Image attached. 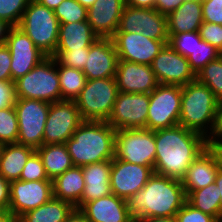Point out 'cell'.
Returning a JSON list of instances; mask_svg holds the SVG:
<instances>
[{"label":"cell","mask_w":222,"mask_h":222,"mask_svg":"<svg viewBox=\"0 0 222 222\" xmlns=\"http://www.w3.org/2000/svg\"><path fill=\"white\" fill-rule=\"evenodd\" d=\"M207 141L200 133L179 124L156 130L154 173L182 180L191 163L207 148Z\"/></svg>","instance_id":"6da1fadb"},{"label":"cell","mask_w":222,"mask_h":222,"mask_svg":"<svg viewBox=\"0 0 222 222\" xmlns=\"http://www.w3.org/2000/svg\"><path fill=\"white\" fill-rule=\"evenodd\" d=\"M187 202L182 181L153 173L147 183L127 200L135 219L175 217Z\"/></svg>","instance_id":"7a4b0ae2"},{"label":"cell","mask_w":222,"mask_h":222,"mask_svg":"<svg viewBox=\"0 0 222 222\" xmlns=\"http://www.w3.org/2000/svg\"><path fill=\"white\" fill-rule=\"evenodd\" d=\"M221 103L197 79L182 86L179 125L211 139L220 122Z\"/></svg>","instance_id":"3957f363"},{"label":"cell","mask_w":222,"mask_h":222,"mask_svg":"<svg viewBox=\"0 0 222 222\" xmlns=\"http://www.w3.org/2000/svg\"><path fill=\"white\" fill-rule=\"evenodd\" d=\"M116 130L106 121H83L65 145L74 166L112 160Z\"/></svg>","instance_id":"277c9868"},{"label":"cell","mask_w":222,"mask_h":222,"mask_svg":"<svg viewBox=\"0 0 222 222\" xmlns=\"http://www.w3.org/2000/svg\"><path fill=\"white\" fill-rule=\"evenodd\" d=\"M47 57L55 54L58 44L60 22L54 10L45 7L36 0H31L17 26Z\"/></svg>","instance_id":"5b68a950"},{"label":"cell","mask_w":222,"mask_h":222,"mask_svg":"<svg viewBox=\"0 0 222 222\" xmlns=\"http://www.w3.org/2000/svg\"><path fill=\"white\" fill-rule=\"evenodd\" d=\"M15 97L42 100L48 103L61 101L57 62L46 57L30 72L14 81Z\"/></svg>","instance_id":"8992f818"},{"label":"cell","mask_w":222,"mask_h":222,"mask_svg":"<svg viewBox=\"0 0 222 222\" xmlns=\"http://www.w3.org/2000/svg\"><path fill=\"white\" fill-rule=\"evenodd\" d=\"M118 93L115 77L87 79L74 100L82 120L107 122Z\"/></svg>","instance_id":"52a82bcc"},{"label":"cell","mask_w":222,"mask_h":222,"mask_svg":"<svg viewBox=\"0 0 222 222\" xmlns=\"http://www.w3.org/2000/svg\"><path fill=\"white\" fill-rule=\"evenodd\" d=\"M115 158L154 168L156 158L155 131L147 128L117 129Z\"/></svg>","instance_id":"ba28073f"},{"label":"cell","mask_w":222,"mask_h":222,"mask_svg":"<svg viewBox=\"0 0 222 222\" xmlns=\"http://www.w3.org/2000/svg\"><path fill=\"white\" fill-rule=\"evenodd\" d=\"M14 107L18 120L17 143L38 149L43 145L45 123L50 103L35 100L16 98Z\"/></svg>","instance_id":"9c48e42d"},{"label":"cell","mask_w":222,"mask_h":222,"mask_svg":"<svg viewBox=\"0 0 222 222\" xmlns=\"http://www.w3.org/2000/svg\"><path fill=\"white\" fill-rule=\"evenodd\" d=\"M182 87L159 84L151 93L146 128L156 131L179 124Z\"/></svg>","instance_id":"30bf717a"},{"label":"cell","mask_w":222,"mask_h":222,"mask_svg":"<svg viewBox=\"0 0 222 222\" xmlns=\"http://www.w3.org/2000/svg\"><path fill=\"white\" fill-rule=\"evenodd\" d=\"M82 122L74 100L50 103L43 144H65Z\"/></svg>","instance_id":"8fae6325"},{"label":"cell","mask_w":222,"mask_h":222,"mask_svg":"<svg viewBox=\"0 0 222 222\" xmlns=\"http://www.w3.org/2000/svg\"><path fill=\"white\" fill-rule=\"evenodd\" d=\"M150 94L119 92L108 123L115 129L146 128Z\"/></svg>","instance_id":"7c38bea8"},{"label":"cell","mask_w":222,"mask_h":222,"mask_svg":"<svg viewBox=\"0 0 222 222\" xmlns=\"http://www.w3.org/2000/svg\"><path fill=\"white\" fill-rule=\"evenodd\" d=\"M52 180L10 182L9 211L20 218L53 198Z\"/></svg>","instance_id":"4fadbf2b"},{"label":"cell","mask_w":222,"mask_h":222,"mask_svg":"<svg viewBox=\"0 0 222 222\" xmlns=\"http://www.w3.org/2000/svg\"><path fill=\"white\" fill-rule=\"evenodd\" d=\"M5 45L11 53L12 82L30 72L47 57L17 26L9 29Z\"/></svg>","instance_id":"5bb4252c"},{"label":"cell","mask_w":222,"mask_h":222,"mask_svg":"<svg viewBox=\"0 0 222 222\" xmlns=\"http://www.w3.org/2000/svg\"><path fill=\"white\" fill-rule=\"evenodd\" d=\"M118 59L151 65L154 58L168 41L154 40L142 33L115 32L112 37Z\"/></svg>","instance_id":"9a60e30c"},{"label":"cell","mask_w":222,"mask_h":222,"mask_svg":"<svg viewBox=\"0 0 222 222\" xmlns=\"http://www.w3.org/2000/svg\"><path fill=\"white\" fill-rule=\"evenodd\" d=\"M159 84L185 86L196 80V74L184 56L165 44L151 64Z\"/></svg>","instance_id":"2e32d148"},{"label":"cell","mask_w":222,"mask_h":222,"mask_svg":"<svg viewBox=\"0 0 222 222\" xmlns=\"http://www.w3.org/2000/svg\"><path fill=\"white\" fill-rule=\"evenodd\" d=\"M153 173L150 166L132 164L114 157L110 171L111 193L128 200L144 187Z\"/></svg>","instance_id":"e0dca14e"},{"label":"cell","mask_w":222,"mask_h":222,"mask_svg":"<svg viewBox=\"0 0 222 222\" xmlns=\"http://www.w3.org/2000/svg\"><path fill=\"white\" fill-rule=\"evenodd\" d=\"M115 80L119 92L150 94L158 85L151 65L118 59Z\"/></svg>","instance_id":"ac0fdd59"},{"label":"cell","mask_w":222,"mask_h":222,"mask_svg":"<svg viewBox=\"0 0 222 222\" xmlns=\"http://www.w3.org/2000/svg\"><path fill=\"white\" fill-rule=\"evenodd\" d=\"M118 54L112 38H97L89 47L82 72L87 79L115 77Z\"/></svg>","instance_id":"d6986e66"},{"label":"cell","mask_w":222,"mask_h":222,"mask_svg":"<svg viewBox=\"0 0 222 222\" xmlns=\"http://www.w3.org/2000/svg\"><path fill=\"white\" fill-rule=\"evenodd\" d=\"M125 0H96L87 9V21L99 38H112L118 29Z\"/></svg>","instance_id":"ffe728a7"},{"label":"cell","mask_w":222,"mask_h":222,"mask_svg":"<svg viewBox=\"0 0 222 222\" xmlns=\"http://www.w3.org/2000/svg\"><path fill=\"white\" fill-rule=\"evenodd\" d=\"M80 210L89 222H131L134 219L129 212L127 200L112 193L86 202Z\"/></svg>","instance_id":"44dd1931"},{"label":"cell","mask_w":222,"mask_h":222,"mask_svg":"<svg viewBox=\"0 0 222 222\" xmlns=\"http://www.w3.org/2000/svg\"><path fill=\"white\" fill-rule=\"evenodd\" d=\"M218 171L217 162L212 152L206 148L191 163L182 181L186 196L215 182Z\"/></svg>","instance_id":"7402d4cb"},{"label":"cell","mask_w":222,"mask_h":222,"mask_svg":"<svg viewBox=\"0 0 222 222\" xmlns=\"http://www.w3.org/2000/svg\"><path fill=\"white\" fill-rule=\"evenodd\" d=\"M82 171L85 182L82 194V206L86 202L106 197L111 194V160L87 164L82 166Z\"/></svg>","instance_id":"603a6c76"},{"label":"cell","mask_w":222,"mask_h":222,"mask_svg":"<svg viewBox=\"0 0 222 222\" xmlns=\"http://www.w3.org/2000/svg\"><path fill=\"white\" fill-rule=\"evenodd\" d=\"M203 22L202 0H185L167 16L168 35L199 31Z\"/></svg>","instance_id":"cb8c5ba5"},{"label":"cell","mask_w":222,"mask_h":222,"mask_svg":"<svg viewBox=\"0 0 222 222\" xmlns=\"http://www.w3.org/2000/svg\"><path fill=\"white\" fill-rule=\"evenodd\" d=\"M52 183L54 198L67 201L78 209L82 207V194L85 186L82 167L73 166L67 169L52 180Z\"/></svg>","instance_id":"d4e9b609"},{"label":"cell","mask_w":222,"mask_h":222,"mask_svg":"<svg viewBox=\"0 0 222 222\" xmlns=\"http://www.w3.org/2000/svg\"><path fill=\"white\" fill-rule=\"evenodd\" d=\"M99 38L88 21L60 24L56 51L89 48Z\"/></svg>","instance_id":"484cf974"},{"label":"cell","mask_w":222,"mask_h":222,"mask_svg":"<svg viewBox=\"0 0 222 222\" xmlns=\"http://www.w3.org/2000/svg\"><path fill=\"white\" fill-rule=\"evenodd\" d=\"M35 151L19 143L5 144L0 159V175L9 182L19 180L27 160Z\"/></svg>","instance_id":"4316f807"},{"label":"cell","mask_w":222,"mask_h":222,"mask_svg":"<svg viewBox=\"0 0 222 222\" xmlns=\"http://www.w3.org/2000/svg\"><path fill=\"white\" fill-rule=\"evenodd\" d=\"M49 180H54L74 165L65 144H43L36 149Z\"/></svg>","instance_id":"83f0119b"},{"label":"cell","mask_w":222,"mask_h":222,"mask_svg":"<svg viewBox=\"0 0 222 222\" xmlns=\"http://www.w3.org/2000/svg\"><path fill=\"white\" fill-rule=\"evenodd\" d=\"M74 208L71 203L53 197L34 210L24 213L19 222H63Z\"/></svg>","instance_id":"f1b7e54d"},{"label":"cell","mask_w":222,"mask_h":222,"mask_svg":"<svg viewBox=\"0 0 222 222\" xmlns=\"http://www.w3.org/2000/svg\"><path fill=\"white\" fill-rule=\"evenodd\" d=\"M187 202L195 209L209 214L218 222H221L220 195L215 182L204 188L192 191L187 196Z\"/></svg>","instance_id":"f546056e"},{"label":"cell","mask_w":222,"mask_h":222,"mask_svg":"<svg viewBox=\"0 0 222 222\" xmlns=\"http://www.w3.org/2000/svg\"><path fill=\"white\" fill-rule=\"evenodd\" d=\"M61 100H75L85 87L87 78L80 69L62 66L57 63Z\"/></svg>","instance_id":"4dcf8cb0"},{"label":"cell","mask_w":222,"mask_h":222,"mask_svg":"<svg viewBox=\"0 0 222 222\" xmlns=\"http://www.w3.org/2000/svg\"><path fill=\"white\" fill-rule=\"evenodd\" d=\"M147 8L125 4L116 32L142 33L146 36Z\"/></svg>","instance_id":"1f68e13d"},{"label":"cell","mask_w":222,"mask_h":222,"mask_svg":"<svg viewBox=\"0 0 222 222\" xmlns=\"http://www.w3.org/2000/svg\"><path fill=\"white\" fill-rule=\"evenodd\" d=\"M222 53L211 44L203 41L196 31V45L192 53L187 57L191 69L197 74L209 62L217 59Z\"/></svg>","instance_id":"d6a6232c"},{"label":"cell","mask_w":222,"mask_h":222,"mask_svg":"<svg viewBox=\"0 0 222 222\" xmlns=\"http://www.w3.org/2000/svg\"><path fill=\"white\" fill-rule=\"evenodd\" d=\"M196 79L208 86L216 99L222 103V55L200 70L196 74Z\"/></svg>","instance_id":"836d02e7"},{"label":"cell","mask_w":222,"mask_h":222,"mask_svg":"<svg viewBox=\"0 0 222 222\" xmlns=\"http://www.w3.org/2000/svg\"><path fill=\"white\" fill-rule=\"evenodd\" d=\"M17 139L18 120L14 105L0 109V142L17 143Z\"/></svg>","instance_id":"e575fe53"},{"label":"cell","mask_w":222,"mask_h":222,"mask_svg":"<svg viewBox=\"0 0 222 222\" xmlns=\"http://www.w3.org/2000/svg\"><path fill=\"white\" fill-rule=\"evenodd\" d=\"M54 13L60 24L87 20V8L77 0H63Z\"/></svg>","instance_id":"d590c367"},{"label":"cell","mask_w":222,"mask_h":222,"mask_svg":"<svg viewBox=\"0 0 222 222\" xmlns=\"http://www.w3.org/2000/svg\"><path fill=\"white\" fill-rule=\"evenodd\" d=\"M146 37L168 41L167 16L155 9L147 8Z\"/></svg>","instance_id":"8d00e7d4"},{"label":"cell","mask_w":222,"mask_h":222,"mask_svg":"<svg viewBox=\"0 0 222 222\" xmlns=\"http://www.w3.org/2000/svg\"><path fill=\"white\" fill-rule=\"evenodd\" d=\"M30 1L0 0V20H3L11 27L18 26Z\"/></svg>","instance_id":"74e56055"},{"label":"cell","mask_w":222,"mask_h":222,"mask_svg":"<svg viewBox=\"0 0 222 222\" xmlns=\"http://www.w3.org/2000/svg\"><path fill=\"white\" fill-rule=\"evenodd\" d=\"M88 53L89 48H82L70 51H55L52 57L62 66L83 70Z\"/></svg>","instance_id":"f35d334b"},{"label":"cell","mask_w":222,"mask_h":222,"mask_svg":"<svg viewBox=\"0 0 222 222\" xmlns=\"http://www.w3.org/2000/svg\"><path fill=\"white\" fill-rule=\"evenodd\" d=\"M24 181H40L49 180L42 160L39 154L35 151L27 160L25 164L20 179Z\"/></svg>","instance_id":"ab89813d"},{"label":"cell","mask_w":222,"mask_h":222,"mask_svg":"<svg viewBox=\"0 0 222 222\" xmlns=\"http://www.w3.org/2000/svg\"><path fill=\"white\" fill-rule=\"evenodd\" d=\"M168 44L179 54L187 58L195 48L196 32L168 35Z\"/></svg>","instance_id":"60d3db41"},{"label":"cell","mask_w":222,"mask_h":222,"mask_svg":"<svg viewBox=\"0 0 222 222\" xmlns=\"http://www.w3.org/2000/svg\"><path fill=\"white\" fill-rule=\"evenodd\" d=\"M176 222H218L213 216L195 209L188 202L176 213Z\"/></svg>","instance_id":"b9f144b4"},{"label":"cell","mask_w":222,"mask_h":222,"mask_svg":"<svg viewBox=\"0 0 222 222\" xmlns=\"http://www.w3.org/2000/svg\"><path fill=\"white\" fill-rule=\"evenodd\" d=\"M199 35L203 41L211 44L222 53V26L203 22L199 28Z\"/></svg>","instance_id":"7bdbcfd3"},{"label":"cell","mask_w":222,"mask_h":222,"mask_svg":"<svg viewBox=\"0 0 222 222\" xmlns=\"http://www.w3.org/2000/svg\"><path fill=\"white\" fill-rule=\"evenodd\" d=\"M203 21L222 25V0H202Z\"/></svg>","instance_id":"ee69618b"},{"label":"cell","mask_w":222,"mask_h":222,"mask_svg":"<svg viewBox=\"0 0 222 222\" xmlns=\"http://www.w3.org/2000/svg\"><path fill=\"white\" fill-rule=\"evenodd\" d=\"M11 53L9 48L0 45V81H12L11 75Z\"/></svg>","instance_id":"f6af8a7d"},{"label":"cell","mask_w":222,"mask_h":222,"mask_svg":"<svg viewBox=\"0 0 222 222\" xmlns=\"http://www.w3.org/2000/svg\"><path fill=\"white\" fill-rule=\"evenodd\" d=\"M15 99L14 82L0 81V109L13 106Z\"/></svg>","instance_id":"bcb514c9"},{"label":"cell","mask_w":222,"mask_h":222,"mask_svg":"<svg viewBox=\"0 0 222 222\" xmlns=\"http://www.w3.org/2000/svg\"><path fill=\"white\" fill-rule=\"evenodd\" d=\"M185 0H155L154 9L163 15L168 16L176 10Z\"/></svg>","instance_id":"7dc6e473"},{"label":"cell","mask_w":222,"mask_h":222,"mask_svg":"<svg viewBox=\"0 0 222 222\" xmlns=\"http://www.w3.org/2000/svg\"><path fill=\"white\" fill-rule=\"evenodd\" d=\"M10 204V182L0 175V211H7Z\"/></svg>","instance_id":"c3c4849f"},{"label":"cell","mask_w":222,"mask_h":222,"mask_svg":"<svg viewBox=\"0 0 222 222\" xmlns=\"http://www.w3.org/2000/svg\"><path fill=\"white\" fill-rule=\"evenodd\" d=\"M208 149H222V126H218L214 136L207 141Z\"/></svg>","instance_id":"681fc988"},{"label":"cell","mask_w":222,"mask_h":222,"mask_svg":"<svg viewBox=\"0 0 222 222\" xmlns=\"http://www.w3.org/2000/svg\"><path fill=\"white\" fill-rule=\"evenodd\" d=\"M63 222H89V221L80 209L74 208L73 211L68 215V217Z\"/></svg>","instance_id":"f907efd6"},{"label":"cell","mask_w":222,"mask_h":222,"mask_svg":"<svg viewBox=\"0 0 222 222\" xmlns=\"http://www.w3.org/2000/svg\"><path fill=\"white\" fill-rule=\"evenodd\" d=\"M125 4L133 7L154 9L155 0H125Z\"/></svg>","instance_id":"816d5d0a"},{"label":"cell","mask_w":222,"mask_h":222,"mask_svg":"<svg viewBox=\"0 0 222 222\" xmlns=\"http://www.w3.org/2000/svg\"><path fill=\"white\" fill-rule=\"evenodd\" d=\"M0 222H19V218L9 210L0 211Z\"/></svg>","instance_id":"f5cc1de1"},{"label":"cell","mask_w":222,"mask_h":222,"mask_svg":"<svg viewBox=\"0 0 222 222\" xmlns=\"http://www.w3.org/2000/svg\"><path fill=\"white\" fill-rule=\"evenodd\" d=\"M10 28V25L5 23L3 20H0V45L5 44V40Z\"/></svg>","instance_id":"db71d44e"},{"label":"cell","mask_w":222,"mask_h":222,"mask_svg":"<svg viewBox=\"0 0 222 222\" xmlns=\"http://www.w3.org/2000/svg\"><path fill=\"white\" fill-rule=\"evenodd\" d=\"M215 184L218 187V192L220 195V203H221V222H222V172L217 171L216 177H215Z\"/></svg>","instance_id":"11a10c76"},{"label":"cell","mask_w":222,"mask_h":222,"mask_svg":"<svg viewBox=\"0 0 222 222\" xmlns=\"http://www.w3.org/2000/svg\"><path fill=\"white\" fill-rule=\"evenodd\" d=\"M40 4L44 5L45 7L54 10L58 7L63 0H36Z\"/></svg>","instance_id":"9f6ffc18"},{"label":"cell","mask_w":222,"mask_h":222,"mask_svg":"<svg viewBox=\"0 0 222 222\" xmlns=\"http://www.w3.org/2000/svg\"><path fill=\"white\" fill-rule=\"evenodd\" d=\"M216 162H217V166H218V170L222 172V149H209Z\"/></svg>","instance_id":"6f0895ef"},{"label":"cell","mask_w":222,"mask_h":222,"mask_svg":"<svg viewBox=\"0 0 222 222\" xmlns=\"http://www.w3.org/2000/svg\"><path fill=\"white\" fill-rule=\"evenodd\" d=\"M142 222H176L175 217H155L142 219Z\"/></svg>","instance_id":"680465c9"},{"label":"cell","mask_w":222,"mask_h":222,"mask_svg":"<svg viewBox=\"0 0 222 222\" xmlns=\"http://www.w3.org/2000/svg\"><path fill=\"white\" fill-rule=\"evenodd\" d=\"M83 7L87 9L96 1V0H77Z\"/></svg>","instance_id":"91938a15"},{"label":"cell","mask_w":222,"mask_h":222,"mask_svg":"<svg viewBox=\"0 0 222 222\" xmlns=\"http://www.w3.org/2000/svg\"><path fill=\"white\" fill-rule=\"evenodd\" d=\"M218 126H222V103H221V109H220V122Z\"/></svg>","instance_id":"94428289"},{"label":"cell","mask_w":222,"mask_h":222,"mask_svg":"<svg viewBox=\"0 0 222 222\" xmlns=\"http://www.w3.org/2000/svg\"><path fill=\"white\" fill-rule=\"evenodd\" d=\"M4 145L5 144L3 142H0V159H1V154H2V150H3Z\"/></svg>","instance_id":"6125c7cd"},{"label":"cell","mask_w":222,"mask_h":222,"mask_svg":"<svg viewBox=\"0 0 222 222\" xmlns=\"http://www.w3.org/2000/svg\"><path fill=\"white\" fill-rule=\"evenodd\" d=\"M131 222H142V221L134 218Z\"/></svg>","instance_id":"be15d7a7"}]
</instances>
